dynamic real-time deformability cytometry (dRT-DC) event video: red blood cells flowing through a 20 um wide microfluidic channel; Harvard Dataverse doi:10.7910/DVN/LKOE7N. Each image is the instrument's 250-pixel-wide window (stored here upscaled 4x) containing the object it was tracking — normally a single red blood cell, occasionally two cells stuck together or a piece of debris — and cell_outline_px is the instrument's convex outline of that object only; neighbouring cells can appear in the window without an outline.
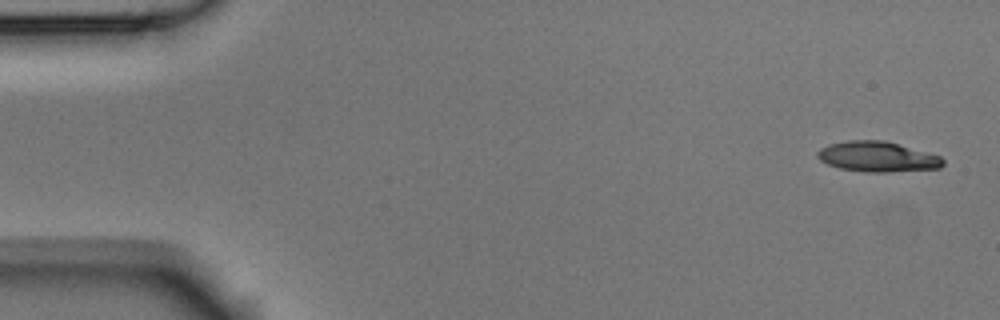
{"species": "Egyptian fruit bat (a non-hibernating species)", "species_latin": "Rousettus aegyptiacus", "temperature_condition": "room temperature", "stored_images_in_passage": 6, "camera_frame_rate_fps": 3000, "um_per_image_px": 0.085, "animal": {"sex": "male"}, "frame": {"image": 1, "passage_image": 1, "time_ms": 0.0, "image_size_px": [1000, 320], "cell_outline_px": [[944, 164], [940, 168], [888, 172], [868, 172], [840, 168], [828, 164], [820, 160], [816, 156], [816, 152], [820, 148], [828, 144], [848, 140], [884, 140], [940, 156], [944, 160]], "centroid_in_image_um": [74.55, 13.31], "position_along_channel_um": 10.4, "area_um2": 22.08}}
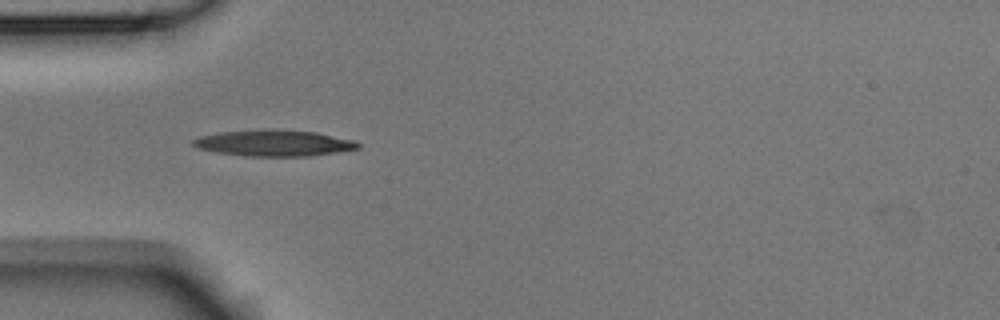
{"frame": {"image": 2, "passage_image": 5, "time_ms": 1.333, "image_size_px": [1000, 320], "cell_outline_px": [[360, 148], [340, 152], [308, 156], [248, 156], [220, 152], [200, 148], [192, 144], [192, 140], [200, 136], [220, 132], [268, 128], [272, 128], [316, 132], [356, 140], [360, 144]], "centroid_in_image_um": [23.36, 12.14], "position_along_channel_um": 61.6, "area_um2": 25.32}}
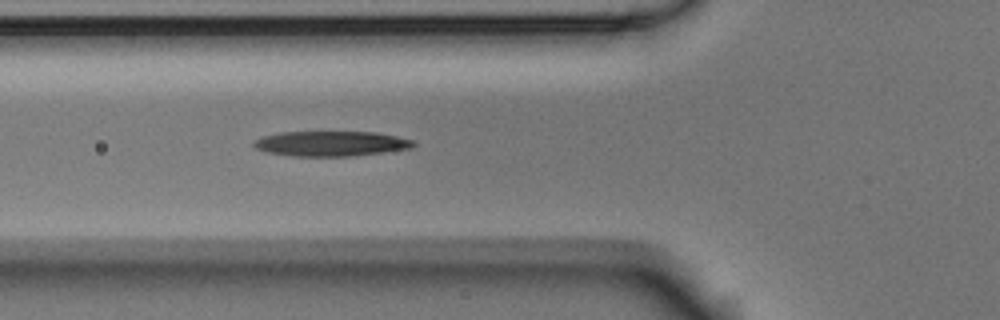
{"frame": {"image": 3, "passage_image": 6, "time_ms": 1.667, "image_size_px": [1000, 320], "cell_outline_px": [[416, 144], [412, 148], [352, 156], [292, 156], [268, 152], [256, 148], [252, 144], [256, 140], [264, 136], [280, 132], [376, 132], [396, 136], [412, 140]], "centroid_in_image_um": [28.14, 12.2], "position_along_channel_um": 97.7, "area_um2": 23.12}}